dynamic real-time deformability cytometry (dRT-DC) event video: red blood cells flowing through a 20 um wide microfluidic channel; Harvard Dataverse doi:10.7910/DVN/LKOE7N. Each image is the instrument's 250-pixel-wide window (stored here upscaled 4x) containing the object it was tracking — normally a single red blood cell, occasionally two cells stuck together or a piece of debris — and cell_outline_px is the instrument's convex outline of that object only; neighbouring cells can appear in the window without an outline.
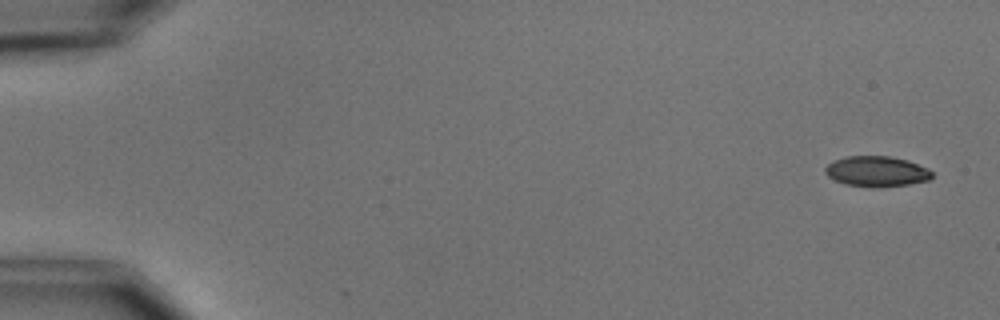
{"species": "common noctule bat (a hibernating species)", "species_latin": "Nyctalus noctula", "temperature_condition": "cold", "stored_images_in_passage": 4, "camera_frame_rate_fps": 3000, "um_per_image_px": 0.085, "animal": {"sex": "male", "body_mass_g": 15.6}, "frame": {"image": 1, "passage_image": 1, "time_ms": 0.0, "image_size_px": [1000, 320], "cell_outline_px": [[932, 176], [928, 180], [908, 184], [880, 188], [872, 188], [844, 184], [828, 176], [824, 172], [824, 168], [828, 164], [836, 160], [848, 156], [888, 156], [908, 160], [928, 168], [932, 172]], "centroid_in_image_um": [74.51, 14.58], "position_along_channel_um": 10.5, "area_um2": 19.02}}
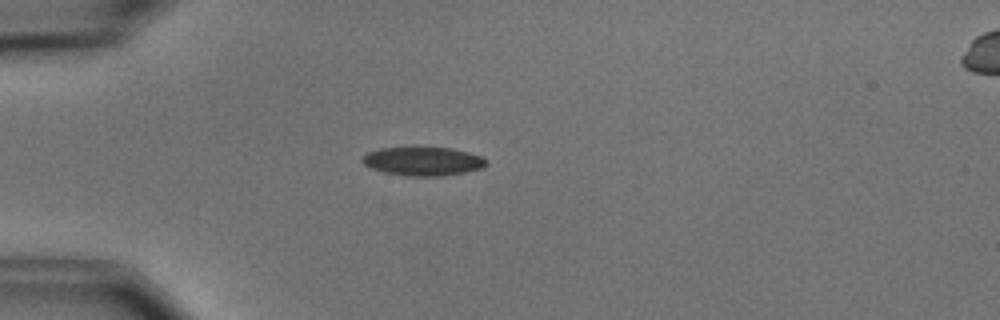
{"frame": {"image": 2, "passage_image": 4, "time_ms": 4.333, "image_size_px": [1000, 320], "cell_outline_px": [[488, 164], [484, 168], [464, 172], [440, 176], [408, 176], [384, 172], [372, 168], [364, 164], [360, 160], [368, 152], [380, 148], [408, 144], [416, 144], [452, 148], [468, 152], [480, 156], [488, 160]], "centroid_in_image_um": [35.94, 13.65], "position_along_channel_um": 49.1, "area_um2": 21.73}}